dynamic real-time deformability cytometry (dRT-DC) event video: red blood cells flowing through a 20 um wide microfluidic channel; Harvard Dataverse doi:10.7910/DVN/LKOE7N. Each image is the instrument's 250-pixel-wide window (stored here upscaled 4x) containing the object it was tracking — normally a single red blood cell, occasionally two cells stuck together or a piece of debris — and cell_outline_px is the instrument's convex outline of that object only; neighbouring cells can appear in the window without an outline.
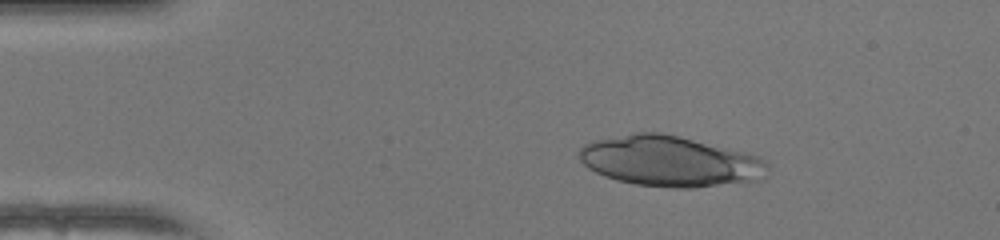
{"species": "human", "species_latin": "Homo sapiens", "temperature_condition": "warm", "stored_images_in_passage": 43, "camera_frame_rate_fps": 3000, "um_per_image_px": 0.085, "donor": {"sex": "female"}, "frame": {"image": 1, "passage_image": 2, "time_ms": 0.333, "image_size_px": [1000, 240], "cell_outline_px": [[768, 168], [764, 180], [692, 188], [672, 188], [636, 184], [616, 180], [604, 176], [588, 168], [580, 160], [580, 148], [584, 144], [592, 140], [636, 132], [660, 132], [680, 136], [744, 152], [756, 156], [768, 164]], "centroid_in_image_um": [56.94, 13.71], "position_along_channel_um": 28.1, "area_um2": 55.66}}
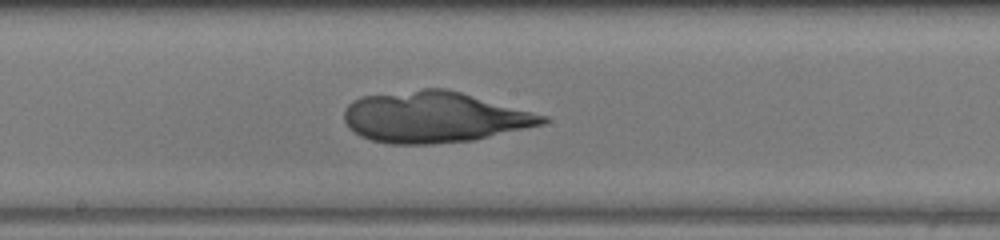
{"frame": {"image": 2, "passage_image": 20, "time_ms": 6.333, "image_size_px": [1000, 240], "cell_outline_px": [[548, 120], [544, 124], [472, 140], [432, 144], [392, 144], [372, 140], [360, 136], [348, 128], [344, 120], [344, 112], [348, 104], [352, 100], [360, 96], [424, 88], [444, 88], [460, 92], [548, 116]], "centroid_in_image_um": [36.86, 9.95], "position_along_channel_um": 211.3, "area_um2": 58.84}}
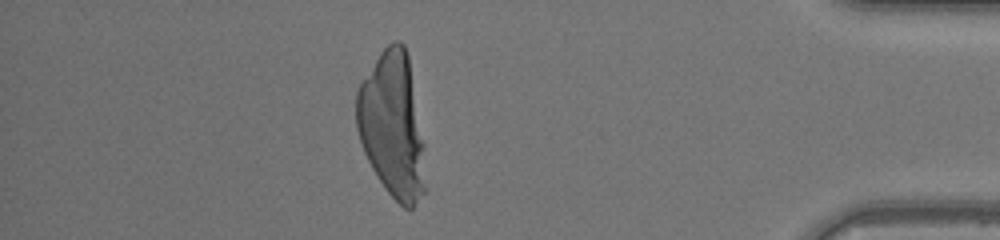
{"frame": {"image": 3, "passage_image": 37, "time_ms": 12.0, "image_size_px": [1000, 240], "cell_outline_px": [[424, 192], [412, 208], [404, 208], [388, 192], [372, 168], [364, 152], [356, 128], [356, 92], [360, 84], [380, 52], [392, 40], [400, 40], [404, 44], [408, 56], [424, 144]], "centroid_in_image_um": [33.34, 10.62], "position_along_channel_um": 401.9, "area_um2": 57.74}}